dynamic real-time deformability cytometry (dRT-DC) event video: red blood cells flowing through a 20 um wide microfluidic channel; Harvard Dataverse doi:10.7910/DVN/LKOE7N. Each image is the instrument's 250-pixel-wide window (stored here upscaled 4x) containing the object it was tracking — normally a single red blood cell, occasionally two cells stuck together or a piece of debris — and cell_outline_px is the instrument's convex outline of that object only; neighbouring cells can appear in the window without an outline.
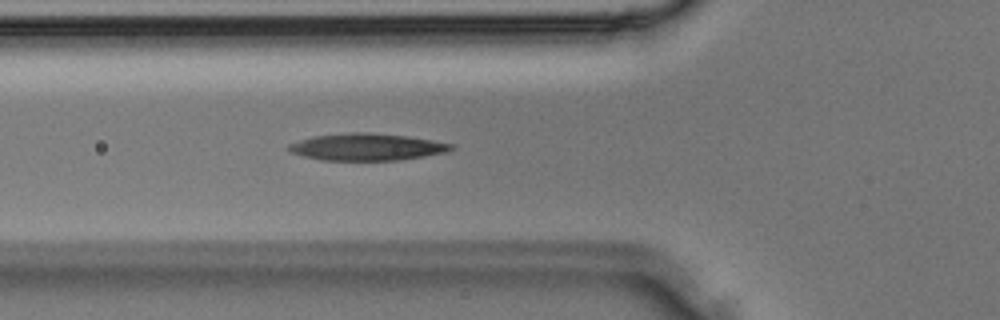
{"species": "Egyptian fruit bat (a non-hibernating species)", "species_latin": "Rousettus aegyptiacus", "temperature_condition": "room temperature", "stored_images_in_passage": 34, "camera_frame_rate_fps": 3000, "um_per_image_px": 0.085, "animal": {"sex": "male"}, "frame": {"image": 1, "passage_image": 11, "time_ms": 3.333, "image_size_px": [1000, 320], "cell_outline_px": [[456, 148], [448, 152], [400, 160], [320, 160], [288, 152], [288, 144], [312, 136], [356, 132], [364, 132], [404, 136], [432, 140], [456, 144]], "centroid_in_image_um": [31.2, 12.5], "position_along_channel_um": 94.6, "area_um2": 25.55}}
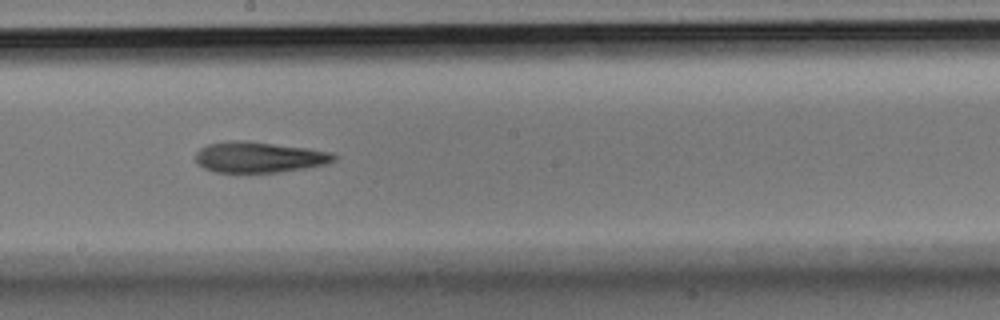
{"frame": {"image": 2, "passage_image": 18, "time_ms": 5.667, "image_size_px": [1000, 320], "cell_outline_px": [[340, 156], [336, 160], [328, 164], [304, 168], [276, 172], [216, 172], [204, 168], [196, 164], [196, 152], [200, 148], [208, 144], [236, 140], [244, 140], [308, 148], [332, 152]], "centroid_in_image_um": [22.06, 13.36], "position_along_channel_um": 226.1, "area_um2": 24.91}}
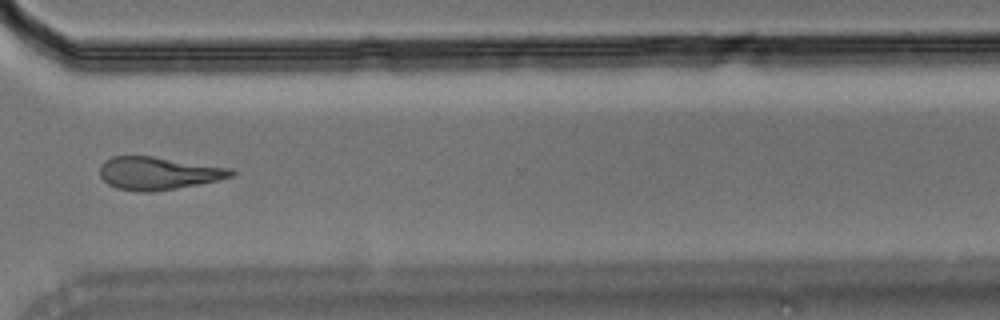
{"frame": {"image": 3, "passage_image": 25, "time_ms": 8.0, "image_size_px": [1000, 320], "cell_outline_px": [[236, 176], [176, 188], [152, 192], [136, 192], [116, 188], [108, 184], [100, 176], [100, 164], [104, 160], [112, 156], [152, 156], [232, 168], [236, 172]], "centroid_in_image_um": [13.43, 14.72], "position_along_channel_um": 357.2, "area_um2": 25.2}}